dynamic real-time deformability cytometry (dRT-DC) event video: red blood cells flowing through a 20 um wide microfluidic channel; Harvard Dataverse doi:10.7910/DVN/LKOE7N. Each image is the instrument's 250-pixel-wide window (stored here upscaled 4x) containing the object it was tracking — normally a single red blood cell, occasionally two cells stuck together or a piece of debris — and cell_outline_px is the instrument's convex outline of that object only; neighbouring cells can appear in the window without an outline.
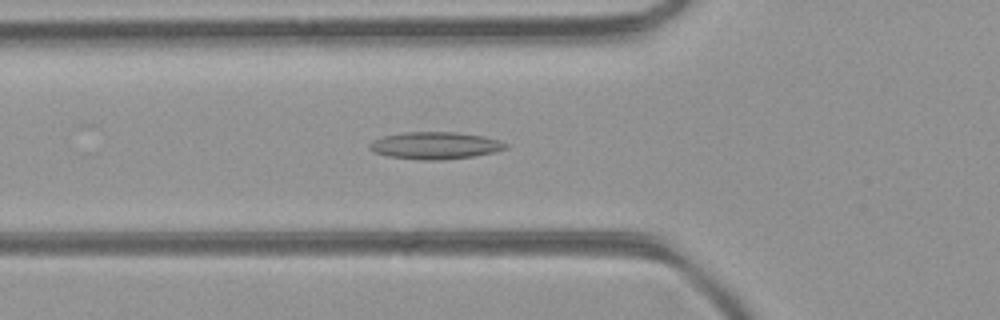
{"species": "common noctule bat (a hibernating species)", "species_latin": "Nyctalus noctula", "temperature_condition": "room temperature", "stored_images_in_passage": 39, "camera_frame_rate_fps": 3000, "um_per_image_px": 0.085, "animal": {"sex": "female", "body_mass_g": 21.9}, "frame": {"image": 1, "passage_image": 9, "time_ms": 2.667, "image_size_px": [1000, 320], "cell_outline_px": [[508, 148], [496, 152], [472, 156], [440, 160], [420, 160], [388, 156], [376, 152], [368, 148], [368, 144], [384, 136], [404, 132], [456, 132], [484, 136], [500, 140], [508, 144]], "centroid_in_image_um": [37.04, 12.37], "position_along_channel_um": 88.8, "area_um2": 21.5}}
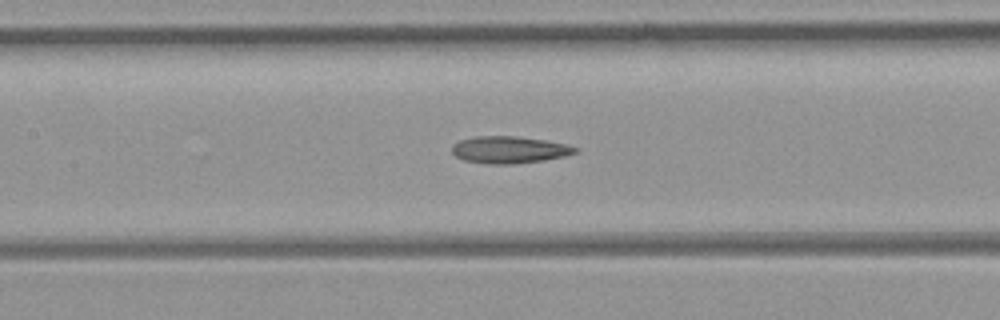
{"frame": {"image": 2, "passage_image": 14, "time_ms": 4.333, "image_size_px": [1000, 320], "cell_outline_px": [[580, 152], [564, 156], [544, 160], [516, 164], [488, 164], [464, 160], [456, 156], [452, 152], [452, 144], [460, 140], [476, 136], [516, 136], [544, 140], [568, 144], [580, 148]], "centroid_in_image_um": [43.33, 12.73], "position_along_channel_um": 164.1, "area_um2": 19.59}}
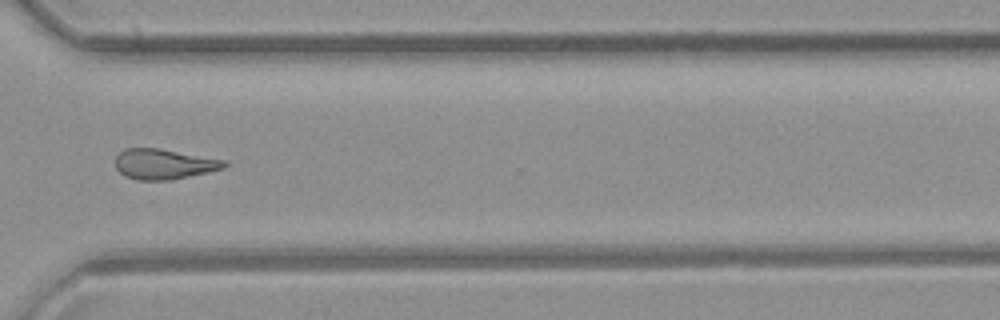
{"frame": {"image": 3, "passage_image": 27, "time_ms": 8.667, "image_size_px": [1000, 320], "cell_outline_px": [[228, 164], [224, 168], [208, 172], [168, 180], [136, 180], [124, 176], [116, 168], [116, 156], [124, 148], [160, 148], [228, 160]], "centroid_in_image_um": [13.95, 13.93], "position_along_channel_um": 356.7, "area_um2": 19.36}, "authors_computed_cell_mechanics": {"area_um2": 19.4208, "velocity_mm_per_s": 4.454, "shape_relaxation_time_tau1_ms": null, "shape_relaxation_time_tau2_ms": 6.7371, "deformation_change_tau1": null, "deformation_change_tau2": 0.205}}